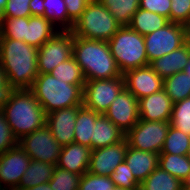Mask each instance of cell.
<instances>
[{
    "label": "cell",
    "mask_w": 190,
    "mask_h": 190,
    "mask_svg": "<svg viewBox=\"0 0 190 190\" xmlns=\"http://www.w3.org/2000/svg\"><path fill=\"white\" fill-rule=\"evenodd\" d=\"M38 48L21 40L0 38V65L15 89L31 88L38 76Z\"/></svg>",
    "instance_id": "1"
},
{
    "label": "cell",
    "mask_w": 190,
    "mask_h": 190,
    "mask_svg": "<svg viewBox=\"0 0 190 190\" xmlns=\"http://www.w3.org/2000/svg\"><path fill=\"white\" fill-rule=\"evenodd\" d=\"M72 56L80 65L86 81L123 76L107 41L74 36Z\"/></svg>",
    "instance_id": "2"
},
{
    "label": "cell",
    "mask_w": 190,
    "mask_h": 190,
    "mask_svg": "<svg viewBox=\"0 0 190 190\" xmlns=\"http://www.w3.org/2000/svg\"><path fill=\"white\" fill-rule=\"evenodd\" d=\"M0 109L18 141L46 124L47 114L30 88L15 89Z\"/></svg>",
    "instance_id": "3"
},
{
    "label": "cell",
    "mask_w": 190,
    "mask_h": 190,
    "mask_svg": "<svg viewBox=\"0 0 190 190\" xmlns=\"http://www.w3.org/2000/svg\"><path fill=\"white\" fill-rule=\"evenodd\" d=\"M84 85H72L48 74H38L32 87L35 98L41 104L45 113L83 106Z\"/></svg>",
    "instance_id": "4"
},
{
    "label": "cell",
    "mask_w": 190,
    "mask_h": 190,
    "mask_svg": "<svg viewBox=\"0 0 190 190\" xmlns=\"http://www.w3.org/2000/svg\"><path fill=\"white\" fill-rule=\"evenodd\" d=\"M108 44L122 74L150 64L147 59L144 36L129 26H121Z\"/></svg>",
    "instance_id": "5"
},
{
    "label": "cell",
    "mask_w": 190,
    "mask_h": 190,
    "mask_svg": "<svg viewBox=\"0 0 190 190\" xmlns=\"http://www.w3.org/2000/svg\"><path fill=\"white\" fill-rule=\"evenodd\" d=\"M121 25L99 0H92L71 30L74 36L109 41Z\"/></svg>",
    "instance_id": "6"
},
{
    "label": "cell",
    "mask_w": 190,
    "mask_h": 190,
    "mask_svg": "<svg viewBox=\"0 0 190 190\" xmlns=\"http://www.w3.org/2000/svg\"><path fill=\"white\" fill-rule=\"evenodd\" d=\"M170 128L169 121L141 120L125 134L128 146L160 154Z\"/></svg>",
    "instance_id": "7"
},
{
    "label": "cell",
    "mask_w": 190,
    "mask_h": 190,
    "mask_svg": "<svg viewBox=\"0 0 190 190\" xmlns=\"http://www.w3.org/2000/svg\"><path fill=\"white\" fill-rule=\"evenodd\" d=\"M148 62L183 46L187 40V26L169 22L163 28L144 36Z\"/></svg>",
    "instance_id": "8"
},
{
    "label": "cell",
    "mask_w": 190,
    "mask_h": 190,
    "mask_svg": "<svg viewBox=\"0 0 190 190\" xmlns=\"http://www.w3.org/2000/svg\"><path fill=\"white\" fill-rule=\"evenodd\" d=\"M125 88L124 77L88 80L83 88V106L104 114L120 91Z\"/></svg>",
    "instance_id": "9"
},
{
    "label": "cell",
    "mask_w": 190,
    "mask_h": 190,
    "mask_svg": "<svg viewBox=\"0 0 190 190\" xmlns=\"http://www.w3.org/2000/svg\"><path fill=\"white\" fill-rule=\"evenodd\" d=\"M18 144L31 160H38L57 166L62 146L53 137L46 124L34 132L23 136L18 141Z\"/></svg>",
    "instance_id": "10"
},
{
    "label": "cell",
    "mask_w": 190,
    "mask_h": 190,
    "mask_svg": "<svg viewBox=\"0 0 190 190\" xmlns=\"http://www.w3.org/2000/svg\"><path fill=\"white\" fill-rule=\"evenodd\" d=\"M74 35L71 31H59L38 48V72L50 73L58 64L72 57Z\"/></svg>",
    "instance_id": "11"
},
{
    "label": "cell",
    "mask_w": 190,
    "mask_h": 190,
    "mask_svg": "<svg viewBox=\"0 0 190 190\" xmlns=\"http://www.w3.org/2000/svg\"><path fill=\"white\" fill-rule=\"evenodd\" d=\"M104 115L126 134L140 119L139 100L124 88Z\"/></svg>",
    "instance_id": "12"
},
{
    "label": "cell",
    "mask_w": 190,
    "mask_h": 190,
    "mask_svg": "<svg viewBox=\"0 0 190 190\" xmlns=\"http://www.w3.org/2000/svg\"><path fill=\"white\" fill-rule=\"evenodd\" d=\"M30 157L19 146L0 155V188L16 190L30 164Z\"/></svg>",
    "instance_id": "13"
},
{
    "label": "cell",
    "mask_w": 190,
    "mask_h": 190,
    "mask_svg": "<svg viewBox=\"0 0 190 190\" xmlns=\"http://www.w3.org/2000/svg\"><path fill=\"white\" fill-rule=\"evenodd\" d=\"M127 148L128 142L124 138L116 144L91 150L88 172L110 176L114 169L124 162Z\"/></svg>",
    "instance_id": "14"
},
{
    "label": "cell",
    "mask_w": 190,
    "mask_h": 190,
    "mask_svg": "<svg viewBox=\"0 0 190 190\" xmlns=\"http://www.w3.org/2000/svg\"><path fill=\"white\" fill-rule=\"evenodd\" d=\"M125 88L138 100L163 89L164 79L148 65L135 68L122 74Z\"/></svg>",
    "instance_id": "15"
},
{
    "label": "cell",
    "mask_w": 190,
    "mask_h": 190,
    "mask_svg": "<svg viewBox=\"0 0 190 190\" xmlns=\"http://www.w3.org/2000/svg\"><path fill=\"white\" fill-rule=\"evenodd\" d=\"M81 107L82 106H72L47 114L46 125L61 146L74 142V127L78 110Z\"/></svg>",
    "instance_id": "16"
},
{
    "label": "cell",
    "mask_w": 190,
    "mask_h": 190,
    "mask_svg": "<svg viewBox=\"0 0 190 190\" xmlns=\"http://www.w3.org/2000/svg\"><path fill=\"white\" fill-rule=\"evenodd\" d=\"M173 102L164 89L139 99L141 120L170 121Z\"/></svg>",
    "instance_id": "17"
},
{
    "label": "cell",
    "mask_w": 190,
    "mask_h": 190,
    "mask_svg": "<svg viewBox=\"0 0 190 190\" xmlns=\"http://www.w3.org/2000/svg\"><path fill=\"white\" fill-rule=\"evenodd\" d=\"M91 148L78 143L62 146L57 167L80 174L81 176L89 169Z\"/></svg>",
    "instance_id": "18"
},
{
    "label": "cell",
    "mask_w": 190,
    "mask_h": 190,
    "mask_svg": "<svg viewBox=\"0 0 190 190\" xmlns=\"http://www.w3.org/2000/svg\"><path fill=\"white\" fill-rule=\"evenodd\" d=\"M190 59V44L187 41L183 46L150 62L149 66L156 74L165 79L173 74L184 71Z\"/></svg>",
    "instance_id": "19"
},
{
    "label": "cell",
    "mask_w": 190,
    "mask_h": 190,
    "mask_svg": "<svg viewBox=\"0 0 190 190\" xmlns=\"http://www.w3.org/2000/svg\"><path fill=\"white\" fill-rule=\"evenodd\" d=\"M124 161L141 184L159 166V154L128 146Z\"/></svg>",
    "instance_id": "20"
},
{
    "label": "cell",
    "mask_w": 190,
    "mask_h": 190,
    "mask_svg": "<svg viewBox=\"0 0 190 190\" xmlns=\"http://www.w3.org/2000/svg\"><path fill=\"white\" fill-rule=\"evenodd\" d=\"M125 138L121 131L104 114H101L93 124V138H91V150L116 144Z\"/></svg>",
    "instance_id": "21"
},
{
    "label": "cell",
    "mask_w": 190,
    "mask_h": 190,
    "mask_svg": "<svg viewBox=\"0 0 190 190\" xmlns=\"http://www.w3.org/2000/svg\"><path fill=\"white\" fill-rule=\"evenodd\" d=\"M60 30L43 16H30L24 42L34 47H41Z\"/></svg>",
    "instance_id": "22"
},
{
    "label": "cell",
    "mask_w": 190,
    "mask_h": 190,
    "mask_svg": "<svg viewBox=\"0 0 190 190\" xmlns=\"http://www.w3.org/2000/svg\"><path fill=\"white\" fill-rule=\"evenodd\" d=\"M55 167L53 164L31 160L16 190H25L49 182L53 176Z\"/></svg>",
    "instance_id": "23"
},
{
    "label": "cell",
    "mask_w": 190,
    "mask_h": 190,
    "mask_svg": "<svg viewBox=\"0 0 190 190\" xmlns=\"http://www.w3.org/2000/svg\"><path fill=\"white\" fill-rule=\"evenodd\" d=\"M169 22V19L162 15L139 8L132 16L128 26L142 36H145L163 28Z\"/></svg>",
    "instance_id": "24"
},
{
    "label": "cell",
    "mask_w": 190,
    "mask_h": 190,
    "mask_svg": "<svg viewBox=\"0 0 190 190\" xmlns=\"http://www.w3.org/2000/svg\"><path fill=\"white\" fill-rule=\"evenodd\" d=\"M101 114L82 106L78 110L74 127V142L91 148L93 124Z\"/></svg>",
    "instance_id": "25"
},
{
    "label": "cell",
    "mask_w": 190,
    "mask_h": 190,
    "mask_svg": "<svg viewBox=\"0 0 190 190\" xmlns=\"http://www.w3.org/2000/svg\"><path fill=\"white\" fill-rule=\"evenodd\" d=\"M121 26H128L139 9L140 0H99Z\"/></svg>",
    "instance_id": "26"
},
{
    "label": "cell",
    "mask_w": 190,
    "mask_h": 190,
    "mask_svg": "<svg viewBox=\"0 0 190 190\" xmlns=\"http://www.w3.org/2000/svg\"><path fill=\"white\" fill-rule=\"evenodd\" d=\"M183 182L157 167L142 183V190H182Z\"/></svg>",
    "instance_id": "27"
},
{
    "label": "cell",
    "mask_w": 190,
    "mask_h": 190,
    "mask_svg": "<svg viewBox=\"0 0 190 190\" xmlns=\"http://www.w3.org/2000/svg\"><path fill=\"white\" fill-rule=\"evenodd\" d=\"M159 167L182 182L190 175V160L187 155L160 153Z\"/></svg>",
    "instance_id": "28"
},
{
    "label": "cell",
    "mask_w": 190,
    "mask_h": 190,
    "mask_svg": "<svg viewBox=\"0 0 190 190\" xmlns=\"http://www.w3.org/2000/svg\"><path fill=\"white\" fill-rule=\"evenodd\" d=\"M43 5L45 7L44 16L55 27L59 26L60 31H71L74 22L68 17L66 5L64 0H44ZM62 27V28H60Z\"/></svg>",
    "instance_id": "29"
},
{
    "label": "cell",
    "mask_w": 190,
    "mask_h": 190,
    "mask_svg": "<svg viewBox=\"0 0 190 190\" xmlns=\"http://www.w3.org/2000/svg\"><path fill=\"white\" fill-rule=\"evenodd\" d=\"M164 91L173 103L190 97V77L180 71L164 79Z\"/></svg>",
    "instance_id": "30"
},
{
    "label": "cell",
    "mask_w": 190,
    "mask_h": 190,
    "mask_svg": "<svg viewBox=\"0 0 190 190\" xmlns=\"http://www.w3.org/2000/svg\"><path fill=\"white\" fill-rule=\"evenodd\" d=\"M50 74L72 85H84L86 82L81 67L73 56L58 64Z\"/></svg>",
    "instance_id": "31"
},
{
    "label": "cell",
    "mask_w": 190,
    "mask_h": 190,
    "mask_svg": "<svg viewBox=\"0 0 190 190\" xmlns=\"http://www.w3.org/2000/svg\"><path fill=\"white\" fill-rule=\"evenodd\" d=\"M190 136L170 125L161 153L187 155Z\"/></svg>",
    "instance_id": "32"
},
{
    "label": "cell",
    "mask_w": 190,
    "mask_h": 190,
    "mask_svg": "<svg viewBox=\"0 0 190 190\" xmlns=\"http://www.w3.org/2000/svg\"><path fill=\"white\" fill-rule=\"evenodd\" d=\"M28 23L29 17L1 18L0 38L24 41Z\"/></svg>",
    "instance_id": "33"
},
{
    "label": "cell",
    "mask_w": 190,
    "mask_h": 190,
    "mask_svg": "<svg viewBox=\"0 0 190 190\" xmlns=\"http://www.w3.org/2000/svg\"><path fill=\"white\" fill-rule=\"evenodd\" d=\"M170 125L190 136V97L173 103Z\"/></svg>",
    "instance_id": "34"
},
{
    "label": "cell",
    "mask_w": 190,
    "mask_h": 190,
    "mask_svg": "<svg viewBox=\"0 0 190 190\" xmlns=\"http://www.w3.org/2000/svg\"><path fill=\"white\" fill-rule=\"evenodd\" d=\"M81 175L55 167L49 184L53 190H79Z\"/></svg>",
    "instance_id": "35"
},
{
    "label": "cell",
    "mask_w": 190,
    "mask_h": 190,
    "mask_svg": "<svg viewBox=\"0 0 190 190\" xmlns=\"http://www.w3.org/2000/svg\"><path fill=\"white\" fill-rule=\"evenodd\" d=\"M115 184L110 176L84 173L79 182V190H114Z\"/></svg>",
    "instance_id": "36"
},
{
    "label": "cell",
    "mask_w": 190,
    "mask_h": 190,
    "mask_svg": "<svg viewBox=\"0 0 190 190\" xmlns=\"http://www.w3.org/2000/svg\"><path fill=\"white\" fill-rule=\"evenodd\" d=\"M110 179L114 182L115 186L128 189H139L141 187V184L136 180L125 161L114 169L110 175Z\"/></svg>",
    "instance_id": "37"
},
{
    "label": "cell",
    "mask_w": 190,
    "mask_h": 190,
    "mask_svg": "<svg viewBox=\"0 0 190 190\" xmlns=\"http://www.w3.org/2000/svg\"><path fill=\"white\" fill-rule=\"evenodd\" d=\"M170 22L190 24V0H171Z\"/></svg>",
    "instance_id": "38"
},
{
    "label": "cell",
    "mask_w": 190,
    "mask_h": 190,
    "mask_svg": "<svg viewBox=\"0 0 190 190\" xmlns=\"http://www.w3.org/2000/svg\"><path fill=\"white\" fill-rule=\"evenodd\" d=\"M17 145L18 139L14 136L3 111L0 109V155Z\"/></svg>",
    "instance_id": "39"
},
{
    "label": "cell",
    "mask_w": 190,
    "mask_h": 190,
    "mask_svg": "<svg viewBox=\"0 0 190 190\" xmlns=\"http://www.w3.org/2000/svg\"><path fill=\"white\" fill-rule=\"evenodd\" d=\"M31 0H8L4 8L2 18L14 17H30V3Z\"/></svg>",
    "instance_id": "40"
},
{
    "label": "cell",
    "mask_w": 190,
    "mask_h": 190,
    "mask_svg": "<svg viewBox=\"0 0 190 190\" xmlns=\"http://www.w3.org/2000/svg\"><path fill=\"white\" fill-rule=\"evenodd\" d=\"M171 0H140L139 8L157 13L170 21Z\"/></svg>",
    "instance_id": "41"
},
{
    "label": "cell",
    "mask_w": 190,
    "mask_h": 190,
    "mask_svg": "<svg viewBox=\"0 0 190 190\" xmlns=\"http://www.w3.org/2000/svg\"><path fill=\"white\" fill-rule=\"evenodd\" d=\"M92 0H64L68 17L75 22Z\"/></svg>",
    "instance_id": "42"
},
{
    "label": "cell",
    "mask_w": 190,
    "mask_h": 190,
    "mask_svg": "<svg viewBox=\"0 0 190 190\" xmlns=\"http://www.w3.org/2000/svg\"><path fill=\"white\" fill-rule=\"evenodd\" d=\"M15 88L8 82L5 71L0 65V108L11 98Z\"/></svg>",
    "instance_id": "43"
},
{
    "label": "cell",
    "mask_w": 190,
    "mask_h": 190,
    "mask_svg": "<svg viewBox=\"0 0 190 190\" xmlns=\"http://www.w3.org/2000/svg\"><path fill=\"white\" fill-rule=\"evenodd\" d=\"M44 0H31L29 3L32 16H44Z\"/></svg>",
    "instance_id": "44"
},
{
    "label": "cell",
    "mask_w": 190,
    "mask_h": 190,
    "mask_svg": "<svg viewBox=\"0 0 190 190\" xmlns=\"http://www.w3.org/2000/svg\"><path fill=\"white\" fill-rule=\"evenodd\" d=\"M25 190H53V189L51 188L49 182H47V183L39 184L32 188L25 189Z\"/></svg>",
    "instance_id": "45"
},
{
    "label": "cell",
    "mask_w": 190,
    "mask_h": 190,
    "mask_svg": "<svg viewBox=\"0 0 190 190\" xmlns=\"http://www.w3.org/2000/svg\"><path fill=\"white\" fill-rule=\"evenodd\" d=\"M8 0H0V19L2 18V14L4 11V8L6 7V3Z\"/></svg>",
    "instance_id": "46"
},
{
    "label": "cell",
    "mask_w": 190,
    "mask_h": 190,
    "mask_svg": "<svg viewBox=\"0 0 190 190\" xmlns=\"http://www.w3.org/2000/svg\"><path fill=\"white\" fill-rule=\"evenodd\" d=\"M183 187L190 188V175L183 181Z\"/></svg>",
    "instance_id": "47"
},
{
    "label": "cell",
    "mask_w": 190,
    "mask_h": 190,
    "mask_svg": "<svg viewBox=\"0 0 190 190\" xmlns=\"http://www.w3.org/2000/svg\"><path fill=\"white\" fill-rule=\"evenodd\" d=\"M184 72L190 77V59H189V62L184 69Z\"/></svg>",
    "instance_id": "48"
},
{
    "label": "cell",
    "mask_w": 190,
    "mask_h": 190,
    "mask_svg": "<svg viewBox=\"0 0 190 190\" xmlns=\"http://www.w3.org/2000/svg\"><path fill=\"white\" fill-rule=\"evenodd\" d=\"M114 190H139V189H128L124 187L115 186Z\"/></svg>",
    "instance_id": "49"
},
{
    "label": "cell",
    "mask_w": 190,
    "mask_h": 190,
    "mask_svg": "<svg viewBox=\"0 0 190 190\" xmlns=\"http://www.w3.org/2000/svg\"><path fill=\"white\" fill-rule=\"evenodd\" d=\"M187 40L190 44V24L187 26Z\"/></svg>",
    "instance_id": "50"
},
{
    "label": "cell",
    "mask_w": 190,
    "mask_h": 190,
    "mask_svg": "<svg viewBox=\"0 0 190 190\" xmlns=\"http://www.w3.org/2000/svg\"><path fill=\"white\" fill-rule=\"evenodd\" d=\"M187 158L190 160V143H189V149H188V152H187Z\"/></svg>",
    "instance_id": "51"
},
{
    "label": "cell",
    "mask_w": 190,
    "mask_h": 190,
    "mask_svg": "<svg viewBox=\"0 0 190 190\" xmlns=\"http://www.w3.org/2000/svg\"><path fill=\"white\" fill-rule=\"evenodd\" d=\"M182 190H190L188 187H182Z\"/></svg>",
    "instance_id": "52"
},
{
    "label": "cell",
    "mask_w": 190,
    "mask_h": 190,
    "mask_svg": "<svg viewBox=\"0 0 190 190\" xmlns=\"http://www.w3.org/2000/svg\"><path fill=\"white\" fill-rule=\"evenodd\" d=\"M0 190H12V189H8V188H0Z\"/></svg>",
    "instance_id": "53"
}]
</instances>
